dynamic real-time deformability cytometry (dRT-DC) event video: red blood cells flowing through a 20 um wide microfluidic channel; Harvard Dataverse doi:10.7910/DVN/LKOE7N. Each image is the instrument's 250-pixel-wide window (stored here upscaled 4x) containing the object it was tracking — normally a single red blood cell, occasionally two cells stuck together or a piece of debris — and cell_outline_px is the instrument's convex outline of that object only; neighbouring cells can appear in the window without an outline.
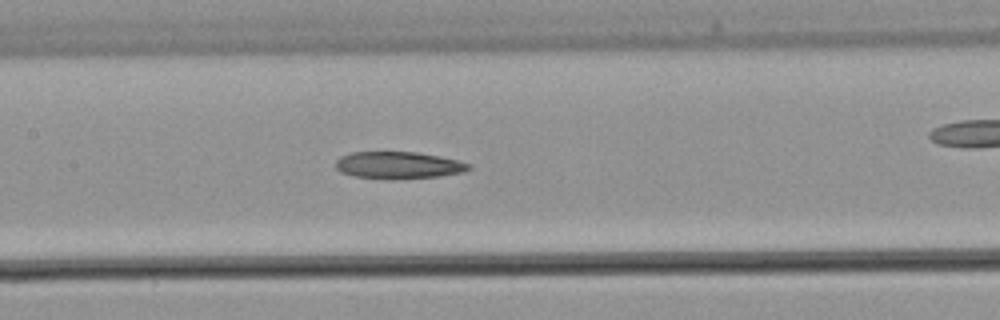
{"species": "common noctule bat (a hibernating species)", "species_latin": "Nyctalus noctula", "temperature_condition": "warm", "stored_images_in_passage": 45, "camera_frame_rate_fps": 3000, "um_per_image_px": 0.085, "animal": {"sex": "male", "body_mass_g": 21.5, "forearm_length_mm": 52.0}, "frame": {"image": 1, "passage_image": 20, "time_ms": 6.333, "image_size_px": [1000, 320], "cell_outline_px": [[472, 168], [464, 172], [440, 176], [392, 180], [388, 180], [352, 176], [340, 172], [336, 168], [336, 160], [340, 156], [352, 152], [416, 152], [440, 156], [460, 160], [472, 164]], "centroid_in_image_um": [33.89, 14.05], "position_along_channel_um": 173.5, "area_um2": 21.44}}